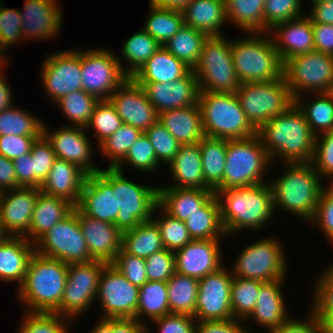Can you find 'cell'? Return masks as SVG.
I'll return each mask as SVG.
<instances>
[{"label":"cell","instance_id":"cb8c5ba5","mask_svg":"<svg viewBox=\"0 0 333 333\" xmlns=\"http://www.w3.org/2000/svg\"><path fill=\"white\" fill-rule=\"evenodd\" d=\"M158 114L173 109L195 105L198 102L197 76L191 69L185 76L173 82L137 83Z\"/></svg>","mask_w":333,"mask_h":333},{"label":"cell","instance_id":"8992f818","mask_svg":"<svg viewBox=\"0 0 333 333\" xmlns=\"http://www.w3.org/2000/svg\"><path fill=\"white\" fill-rule=\"evenodd\" d=\"M198 105L205 136L234 140L257 134L235 93L199 92Z\"/></svg>","mask_w":333,"mask_h":333},{"label":"cell","instance_id":"9c48e42d","mask_svg":"<svg viewBox=\"0 0 333 333\" xmlns=\"http://www.w3.org/2000/svg\"><path fill=\"white\" fill-rule=\"evenodd\" d=\"M235 94L256 130L295 103L284 76L268 82L241 83Z\"/></svg>","mask_w":333,"mask_h":333},{"label":"cell","instance_id":"603a6c76","mask_svg":"<svg viewBox=\"0 0 333 333\" xmlns=\"http://www.w3.org/2000/svg\"><path fill=\"white\" fill-rule=\"evenodd\" d=\"M38 187L20 186L0 192V214L5 231L12 237H24L31 225Z\"/></svg>","mask_w":333,"mask_h":333},{"label":"cell","instance_id":"91938a15","mask_svg":"<svg viewBox=\"0 0 333 333\" xmlns=\"http://www.w3.org/2000/svg\"><path fill=\"white\" fill-rule=\"evenodd\" d=\"M30 154L33 157L34 187L40 188L57 157L43 135L34 142Z\"/></svg>","mask_w":333,"mask_h":333},{"label":"cell","instance_id":"11a10c76","mask_svg":"<svg viewBox=\"0 0 333 333\" xmlns=\"http://www.w3.org/2000/svg\"><path fill=\"white\" fill-rule=\"evenodd\" d=\"M128 163L141 172L152 173L160 168L153 145L145 133L130 147L125 158L115 167L123 172V164Z\"/></svg>","mask_w":333,"mask_h":333},{"label":"cell","instance_id":"d590c367","mask_svg":"<svg viewBox=\"0 0 333 333\" xmlns=\"http://www.w3.org/2000/svg\"><path fill=\"white\" fill-rule=\"evenodd\" d=\"M184 25L208 36L223 35L227 23L225 0H192L183 10Z\"/></svg>","mask_w":333,"mask_h":333},{"label":"cell","instance_id":"6125c7cd","mask_svg":"<svg viewBox=\"0 0 333 333\" xmlns=\"http://www.w3.org/2000/svg\"><path fill=\"white\" fill-rule=\"evenodd\" d=\"M148 281L167 282L176 272L175 254L162 249L145 259Z\"/></svg>","mask_w":333,"mask_h":333},{"label":"cell","instance_id":"836d02e7","mask_svg":"<svg viewBox=\"0 0 333 333\" xmlns=\"http://www.w3.org/2000/svg\"><path fill=\"white\" fill-rule=\"evenodd\" d=\"M74 207L65 199L40 192L35 202L30 229L24 236L25 239L35 244L50 228L68 216Z\"/></svg>","mask_w":333,"mask_h":333},{"label":"cell","instance_id":"8fae6325","mask_svg":"<svg viewBox=\"0 0 333 333\" xmlns=\"http://www.w3.org/2000/svg\"><path fill=\"white\" fill-rule=\"evenodd\" d=\"M284 253L285 249L278 238L266 236L241 251L231 268L232 275L262 282L284 280L288 270Z\"/></svg>","mask_w":333,"mask_h":333},{"label":"cell","instance_id":"e575fe53","mask_svg":"<svg viewBox=\"0 0 333 333\" xmlns=\"http://www.w3.org/2000/svg\"><path fill=\"white\" fill-rule=\"evenodd\" d=\"M190 70L183 61L161 46L131 78L136 83H170Z\"/></svg>","mask_w":333,"mask_h":333},{"label":"cell","instance_id":"816d5d0a","mask_svg":"<svg viewBox=\"0 0 333 333\" xmlns=\"http://www.w3.org/2000/svg\"><path fill=\"white\" fill-rule=\"evenodd\" d=\"M123 124L116 109L109 100H99L85 129H92L99 145L108 136L115 133Z\"/></svg>","mask_w":333,"mask_h":333},{"label":"cell","instance_id":"7a4b0ae2","mask_svg":"<svg viewBox=\"0 0 333 333\" xmlns=\"http://www.w3.org/2000/svg\"><path fill=\"white\" fill-rule=\"evenodd\" d=\"M214 192L226 236L242 229L261 230L273 217L275 210L269 182Z\"/></svg>","mask_w":333,"mask_h":333},{"label":"cell","instance_id":"681fc988","mask_svg":"<svg viewBox=\"0 0 333 333\" xmlns=\"http://www.w3.org/2000/svg\"><path fill=\"white\" fill-rule=\"evenodd\" d=\"M140 129L123 123L112 135L108 136L98 146L99 150L109 161V168H115L127 155L130 147L142 135Z\"/></svg>","mask_w":333,"mask_h":333},{"label":"cell","instance_id":"6da1fadb","mask_svg":"<svg viewBox=\"0 0 333 333\" xmlns=\"http://www.w3.org/2000/svg\"><path fill=\"white\" fill-rule=\"evenodd\" d=\"M257 135L271 163L280 158L284 164L312 162L316 135L296 103L264 123Z\"/></svg>","mask_w":333,"mask_h":333},{"label":"cell","instance_id":"52a82bcc","mask_svg":"<svg viewBox=\"0 0 333 333\" xmlns=\"http://www.w3.org/2000/svg\"><path fill=\"white\" fill-rule=\"evenodd\" d=\"M270 164L271 160L257 134L247 139L227 140L223 182L215 191L268 182L264 177Z\"/></svg>","mask_w":333,"mask_h":333},{"label":"cell","instance_id":"2a66077c","mask_svg":"<svg viewBox=\"0 0 333 333\" xmlns=\"http://www.w3.org/2000/svg\"><path fill=\"white\" fill-rule=\"evenodd\" d=\"M147 328L136 319H114V333H150Z\"/></svg>","mask_w":333,"mask_h":333},{"label":"cell","instance_id":"db71d44e","mask_svg":"<svg viewBox=\"0 0 333 333\" xmlns=\"http://www.w3.org/2000/svg\"><path fill=\"white\" fill-rule=\"evenodd\" d=\"M18 333H69L68 321L56 313L26 312L23 313Z\"/></svg>","mask_w":333,"mask_h":333},{"label":"cell","instance_id":"4dcf8cb0","mask_svg":"<svg viewBox=\"0 0 333 333\" xmlns=\"http://www.w3.org/2000/svg\"><path fill=\"white\" fill-rule=\"evenodd\" d=\"M215 192L210 189L158 187V205L170 216L185 222Z\"/></svg>","mask_w":333,"mask_h":333},{"label":"cell","instance_id":"ac0fdd59","mask_svg":"<svg viewBox=\"0 0 333 333\" xmlns=\"http://www.w3.org/2000/svg\"><path fill=\"white\" fill-rule=\"evenodd\" d=\"M232 272L223 266L199 280L196 321H225L233 318L231 308Z\"/></svg>","mask_w":333,"mask_h":333},{"label":"cell","instance_id":"83f0119b","mask_svg":"<svg viewBox=\"0 0 333 333\" xmlns=\"http://www.w3.org/2000/svg\"><path fill=\"white\" fill-rule=\"evenodd\" d=\"M87 174L77 165L66 160L56 159L40 191L65 199L75 207L78 205Z\"/></svg>","mask_w":333,"mask_h":333},{"label":"cell","instance_id":"deb4b68c","mask_svg":"<svg viewBox=\"0 0 333 333\" xmlns=\"http://www.w3.org/2000/svg\"><path fill=\"white\" fill-rule=\"evenodd\" d=\"M89 333H114V319L100 318Z\"/></svg>","mask_w":333,"mask_h":333},{"label":"cell","instance_id":"ab89813d","mask_svg":"<svg viewBox=\"0 0 333 333\" xmlns=\"http://www.w3.org/2000/svg\"><path fill=\"white\" fill-rule=\"evenodd\" d=\"M122 249L126 253L146 259L153 253L165 249V247L159 227L151 220L123 232Z\"/></svg>","mask_w":333,"mask_h":333},{"label":"cell","instance_id":"8d00e7d4","mask_svg":"<svg viewBox=\"0 0 333 333\" xmlns=\"http://www.w3.org/2000/svg\"><path fill=\"white\" fill-rule=\"evenodd\" d=\"M184 223L192 240H220L226 237L216 194Z\"/></svg>","mask_w":333,"mask_h":333},{"label":"cell","instance_id":"f907efd6","mask_svg":"<svg viewBox=\"0 0 333 333\" xmlns=\"http://www.w3.org/2000/svg\"><path fill=\"white\" fill-rule=\"evenodd\" d=\"M256 279L233 277L231 284V308L234 319L244 320L254 310L260 286Z\"/></svg>","mask_w":333,"mask_h":333},{"label":"cell","instance_id":"f546056e","mask_svg":"<svg viewBox=\"0 0 333 333\" xmlns=\"http://www.w3.org/2000/svg\"><path fill=\"white\" fill-rule=\"evenodd\" d=\"M35 245L25 237H12L0 242V282L23 283Z\"/></svg>","mask_w":333,"mask_h":333},{"label":"cell","instance_id":"c3c4849f","mask_svg":"<svg viewBox=\"0 0 333 333\" xmlns=\"http://www.w3.org/2000/svg\"><path fill=\"white\" fill-rule=\"evenodd\" d=\"M99 99L84 90H77L62 96L54 104L58 105L71 126L85 128Z\"/></svg>","mask_w":333,"mask_h":333},{"label":"cell","instance_id":"6f0895ef","mask_svg":"<svg viewBox=\"0 0 333 333\" xmlns=\"http://www.w3.org/2000/svg\"><path fill=\"white\" fill-rule=\"evenodd\" d=\"M302 0H265L264 33L276 24L303 16Z\"/></svg>","mask_w":333,"mask_h":333},{"label":"cell","instance_id":"2644e50d","mask_svg":"<svg viewBox=\"0 0 333 333\" xmlns=\"http://www.w3.org/2000/svg\"><path fill=\"white\" fill-rule=\"evenodd\" d=\"M245 325H243V324ZM249 327V328H248ZM251 326L244 320L231 319L225 321H196L194 333H246Z\"/></svg>","mask_w":333,"mask_h":333},{"label":"cell","instance_id":"94428289","mask_svg":"<svg viewBox=\"0 0 333 333\" xmlns=\"http://www.w3.org/2000/svg\"><path fill=\"white\" fill-rule=\"evenodd\" d=\"M21 15L18 9L4 8L0 6V47L6 52L11 45L19 43L23 39L21 33Z\"/></svg>","mask_w":333,"mask_h":333},{"label":"cell","instance_id":"7402d4cb","mask_svg":"<svg viewBox=\"0 0 333 333\" xmlns=\"http://www.w3.org/2000/svg\"><path fill=\"white\" fill-rule=\"evenodd\" d=\"M60 0H25L20 11L23 40H50L62 27L63 14ZM27 38V39H26Z\"/></svg>","mask_w":333,"mask_h":333},{"label":"cell","instance_id":"484cf974","mask_svg":"<svg viewBox=\"0 0 333 333\" xmlns=\"http://www.w3.org/2000/svg\"><path fill=\"white\" fill-rule=\"evenodd\" d=\"M87 248L93 260L112 263L122 250V232L113 224L92 218L78 209Z\"/></svg>","mask_w":333,"mask_h":333},{"label":"cell","instance_id":"09005b40","mask_svg":"<svg viewBox=\"0 0 333 333\" xmlns=\"http://www.w3.org/2000/svg\"><path fill=\"white\" fill-rule=\"evenodd\" d=\"M0 72V112L6 110L13 106V93L8 85L6 78H4L5 73Z\"/></svg>","mask_w":333,"mask_h":333},{"label":"cell","instance_id":"4316f807","mask_svg":"<svg viewBox=\"0 0 333 333\" xmlns=\"http://www.w3.org/2000/svg\"><path fill=\"white\" fill-rule=\"evenodd\" d=\"M268 33L283 63L294 56L315 51L312 21L306 14L278 23Z\"/></svg>","mask_w":333,"mask_h":333},{"label":"cell","instance_id":"d4e9b609","mask_svg":"<svg viewBox=\"0 0 333 333\" xmlns=\"http://www.w3.org/2000/svg\"><path fill=\"white\" fill-rule=\"evenodd\" d=\"M220 241L192 240L175 251L176 272L200 280L222 268Z\"/></svg>","mask_w":333,"mask_h":333},{"label":"cell","instance_id":"a7ac6f4b","mask_svg":"<svg viewBox=\"0 0 333 333\" xmlns=\"http://www.w3.org/2000/svg\"><path fill=\"white\" fill-rule=\"evenodd\" d=\"M304 321L293 319L290 316L280 326L274 328L269 333H325L322 322L310 309L309 315Z\"/></svg>","mask_w":333,"mask_h":333},{"label":"cell","instance_id":"44dd1931","mask_svg":"<svg viewBox=\"0 0 333 333\" xmlns=\"http://www.w3.org/2000/svg\"><path fill=\"white\" fill-rule=\"evenodd\" d=\"M108 100L123 123L130 124L143 133L159 119L158 112L147 99L143 89L132 78L120 85Z\"/></svg>","mask_w":333,"mask_h":333},{"label":"cell","instance_id":"4fadbf2b","mask_svg":"<svg viewBox=\"0 0 333 333\" xmlns=\"http://www.w3.org/2000/svg\"><path fill=\"white\" fill-rule=\"evenodd\" d=\"M120 60L121 58L107 48L82 49V90L99 100H108L110 95L129 78Z\"/></svg>","mask_w":333,"mask_h":333},{"label":"cell","instance_id":"5b68a950","mask_svg":"<svg viewBox=\"0 0 333 333\" xmlns=\"http://www.w3.org/2000/svg\"><path fill=\"white\" fill-rule=\"evenodd\" d=\"M248 37L232 40V58L241 83L268 82L284 76V63L271 35L248 33Z\"/></svg>","mask_w":333,"mask_h":333},{"label":"cell","instance_id":"60d3db41","mask_svg":"<svg viewBox=\"0 0 333 333\" xmlns=\"http://www.w3.org/2000/svg\"><path fill=\"white\" fill-rule=\"evenodd\" d=\"M166 283L170 313L194 316L199 280L175 272Z\"/></svg>","mask_w":333,"mask_h":333},{"label":"cell","instance_id":"3957f363","mask_svg":"<svg viewBox=\"0 0 333 333\" xmlns=\"http://www.w3.org/2000/svg\"><path fill=\"white\" fill-rule=\"evenodd\" d=\"M287 170L275 180H269L274 210L281 208L311 222L321 191L322 178L312 163L284 164Z\"/></svg>","mask_w":333,"mask_h":333},{"label":"cell","instance_id":"03108f58","mask_svg":"<svg viewBox=\"0 0 333 333\" xmlns=\"http://www.w3.org/2000/svg\"><path fill=\"white\" fill-rule=\"evenodd\" d=\"M41 136H0V154L10 160H14L23 154L30 153L32 145Z\"/></svg>","mask_w":333,"mask_h":333},{"label":"cell","instance_id":"d6a6232c","mask_svg":"<svg viewBox=\"0 0 333 333\" xmlns=\"http://www.w3.org/2000/svg\"><path fill=\"white\" fill-rule=\"evenodd\" d=\"M158 120L181 145L197 144L205 136L198 102L189 107L164 111Z\"/></svg>","mask_w":333,"mask_h":333},{"label":"cell","instance_id":"f1b7e54d","mask_svg":"<svg viewBox=\"0 0 333 333\" xmlns=\"http://www.w3.org/2000/svg\"><path fill=\"white\" fill-rule=\"evenodd\" d=\"M286 280L264 282L259 289L254 310L245 319H252L257 326L264 327L268 332L280 326L291 315L287 314L282 285Z\"/></svg>","mask_w":333,"mask_h":333},{"label":"cell","instance_id":"bcb514c9","mask_svg":"<svg viewBox=\"0 0 333 333\" xmlns=\"http://www.w3.org/2000/svg\"><path fill=\"white\" fill-rule=\"evenodd\" d=\"M208 35L193 27L184 25L164 47L191 69L197 64L202 47Z\"/></svg>","mask_w":333,"mask_h":333},{"label":"cell","instance_id":"f6af8a7d","mask_svg":"<svg viewBox=\"0 0 333 333\" xmlns=\"http://www.w3.org/2000/svg\"><path fill=\"white\" fill-rule=\"evenodd\" d=\"M149 7L150 12L142 29L164 46L184 26L183 13L151 4Z\"/></svg>","mask_w":333,"mask_h":333},{"label":"cell","instance_id":"b9f144b4","mask_svg":"<svg viewBox=\"0 0 333 333\" xmlns=\"http://www.w3.org/2000/svg\"><path fill=\"white\" fill-rule=\"evenodd\" d=\"M265 0H225L227 22L248 33H264Z\"/></svg>","mask_w":333,"mask_h":333},{"label":"cell","instance_id":"ba28073f","mask_svg":"<svg viewBox=\"0 0 333 333\" xmlns=\"http://www.w3.org/2000/svg\"><path fill=\"white\" fill-rule=\"evenodd\" d=\"M232 40L223 35L208 36L197 64L192 69L199 92L235 93L239 81L232 58Z\"/></svg>","mask_w":333,"mask_h":333},{"label":"cell","instance_id":"be15d7a7","mask_svg":"<svg viewBox=\"0 0 333 333\" xmlns=\"http://www.w3.org/2000/svg\"><path fill=\"white\" fill-rule=\"evenodd\" d=\"M130 283L137 287L147 281L146 262L144 258L126 253L123 249L111 263Z\"/></svg>","mask_w":333,"mask_h":333},{"label":"cell","instance_id":"1f68e13d","mask_svg":"<svg viewBox=\"0 0 333 333\" xmlns=\"http://www.w3.org/2000/svg\"><path fill=\"white\" fill-rule=\"evenodd\" d=\"M168 167L173 184L163 187L205 189L199 143L182 145Z\"/></svg>","mask_w":333,"mask_h":333},{"label":"cell","instance_id":"30bf717a","mask_svg":"<svg viewBox=\"0 0 333 333\" xmlns=\"http://www.w3.org/2000/svg\"><path fill=\"white\" fill-rule=\"evenodd\" d=\"M124 172L112 168V191H116L115 226L123 233L152 220L158 205V187L137 184Z\"/></svg>","mask_w":333,"mask_h":333},{"label":"cell","instance_id":"680465c9","mask_svg":"<svg viewBox=\"0 0 333 333\" xmlns=\"http://www.w3.org/2000/svg\"><path fill=\"white\" fill-rule=\"evenodd\" d=\"M322 179L333 184V131L316 136L314 156L311 162Z\"/></svg>","mask_w":333,"mask_h":333},{"label":"cell","instance_id":"67dfc351","mask_svg":"<svg viewBox=\"0 0 333 333\" xmlns=\"http://www.w3.org/2000/svg\"><path fill=\"white\" fill-rule=\"evenodd\" d=\"M4 53H6V52L0 47V72L5 70L4 68H6L5 66L7 65V61H8V57H6V55ZM6 58H7V61H6Z\"/></svg>","mask_w":333,"mask_h":333},{"label":"cell","instance_id":"e0dca14e","mask_svg":"<svg viewBox=\"0 0 333 333\" xmlns=\"http://www.w3.org/2000/svg\"><path fill=\"white\" fill-rule=\"evenodd\" d=\"M41 81L49 101L82 90L81 50H64L47 55L42 63Z\"/></svg>","mask_w":333,"mask_h":333},{"label":"cell","instance_id":"34e18365","mask_svg":"<svg viewBox=\"0 0 333 333\" xmlns=\"http://www.w3.org/2000/svg\"><path fill=\"white\" fill-rule=\"evenodd\" d=\"M312 3V10L306 14L312 23L333 25V0H320Z\"/></svg>","mask_w":333,"mask_h":333},{"label":"cell","instance_id":"e7e4bbea","mask_svg":"<svg viewBox=\"0 0 333 333\" xmlns=\"http://www.w3.org/2000/svg\"><path fill=\"white\" fill-rule=\"evenodd\" d=\"M310 223L317 226L333 244V184L329 183L321 191L314 218Z\"/></svg>","mask_w":333,"mask_h":333},{"label":"cell","instance_id":"89a4df30","mask_svg":"<svg viewBox=\"0 0 333 333\" xmlns=\"http://www.w3.org/2000/svg\"><path fill=\"white\" fill-rule=\"evenodd\" d=\"M314 284V296L311 306H333V264L323 269Z\"/></svg>","mask_w":333,"mask_h":333},{"label":"cell","instance_id":"7bdbcfd3","mask_svg":"<svg viewBox=\"0 0 333 333\" xmlns=\"http://www.w3.org/2000/svg\"><path fill=\"white\" fill-rule=\"evenodd\" d=\"M167 295L166 282L147 281L139 287L138 307L134 319L144 323L143 317L150 318V321H153L156 318L170 314Z\"/></svg>","mask_w":333,"mask_h":333},{"label":"cell","instance_id":"ee69618b","mask_svg":"<svg viewBox=\"0 0 333 333\" xmlns=\"http://www.w3.org/2000/svg\"><path fill=\"white\" fill-rule=\"evenodd\" d=\"M121 47V58L128 63L124 72L131 78L161 45L150 34L141 29L129 36Z\"/></svg>","mask_w":333,"mask_h":333},{"label":"cell","instance_id":"277c9868","mask_svg":"<svg viewBox=\"0 0 333 333\" xmlns=\"http://www.w3.org/2000/svg\"><path fill=\"white\" fill-rule=\"evenodd\" d=\"M68 265L36 252L32 255L25 278L16 295L26 312L53 313L60 306Z\"/></svg>","mask_w":333,"mask_h":333},{"label":"cell","instance_id":"8c879c8a","mask_svg":"<svg viewBox=\"0 0 333 333\" xmlns=\"http://www.w3.org/2000/svg\"><path fill=\"white\" fill-rule=\"evenodd\" d=\"M13 161L17 184L23 187H34L33 157L23 154Z\"/></svg>","mask_w":333,"mask_h":333},{"label":"cell","instance_id":"d6986e66","mask_svg":"<svg viewBox=\"0 0 333 333\" xmlns=\"http://www.w3.org/2000/svg\"><path fill=\"white\" fill-rule=\"evenodd\" d=\"M43 125V136L52 145L57 159L66 160L72 164L77 165L87 175L98 173L101 169L92 163V150L91 141L89 140L86 129L83 127L62 126L51 130Z\"/></svg>","mask_w":333,"mask_h":333},{"label":"cell","instance_id":"5bb4252c","mask_svg":"<svg viewBox=\"0 0 333 333\" xmlns=\"http://www.w3.org/2000/svg\"><path fill=\"white\" fill-rule=\"evenodd\" d=\"M34 245L35 252L39 255L67 264L93 261L78 220L77 207L50 228Z\"/></svg>","mask_w":333,"mask_h":333},{"label":"cell","instance_id":"f35d334b","mask_svg":"<svg viewBox=\"0 0 333 333\" xmlns=\"http://www.w3.org/2000/svg\"><path fill=\"white\" fill-rule=\"evenodd\" d=\"M313 94L315 97H311V101L305 99L306 95L303 94L295 98V103L303 112L312 132L317 136L333 131V91Z\"/></svg>","mask_w":333,"mask_h":333},{"label":"cell","instance_id":"f5cc1de1","mask_svg":"<svg viewBox=\"0 0 333 333\" xmlns=\"http://www.w3.org/2000/svg\"><path fill=\"white\" fill-rule=\"evenodd\" d=\"M161 217H152L160 230L164 247L170 251H177L192 241L185 223L167 214L159 205L156 206Z\"/></svg>","mask_w":333,"mask_h":333},{"label":"cell","instance_id":"2e32d148","mask_svg":"<svg viewBox=\"0 0 333 333\" xmlns=\"http://www.w3.org/2000/svg\"><path fill=\"white\" fill-rule=\"evenodd\" d=\"M139 287L130 283L111 263L99 277L96 299L101 303V318L134 319L138 307Z\"/></svg>","mask_w":333,"mask_h":333},{"label":"cell","instance_id":"7dc6e473","mask_svg":"<svg viewBox=\"0 0 333 333\" xmlns=\"http://www.w3.org/2000/svg\"><path fill=\"white\" fill-rule=\"evenodd\" d=\"M16 106L0 112V136H42L44 121Z\"/></svg>","mask_w":333,"mask_h":333},{"label":"cell","instance_id":"b9fcfbb0","mask_svg":"<svg viewBox=\"0 0 333 333\" xmlns=\"http://www.w3.org/2000/svg\"><path fill=\"white\" fill-rule=\"evenodd\" d=\"M310 309L322 322L325 333H333V306H312Z\"/></svg>","mask_w":333,"mask_h":333},{"label":"cell","instance_id":"9f6ffc18","mask_svg":"<svg viewBox=\"0 0 333 333\" xmlns=\"http://www.w3.org/2000/svg\"><path fill=\"white\" fill-rule=\"evenodd\" d=\"M144 133L154 147L158 163L168 166L182 145L159 120Z\"/></svg>","mask_w":333,"mask_h":333},{"label":"cell","instance_id":"7c38bea8","mask_svg":"<svg viewBox=\"0 0 333 333\" xmlns=\"http://www.w3.org/2000/svg\"><path fill=\"white\" fill-rule=\"evenodd\" d=\"M284 77L291 95L326 93L333 91V55L309 52L288 59L284 63Z\"/></svg>","mask_w":333,"mask_h":333},{"label":"cell","instance_id":"003e7915","mask_svg":"<svg viewBox=\"0 0 333 333\" xmlns=\"http://www.w3.org/2000/svg\"><path fill=\"white\" fill-rule=\"evenodd\" d=\"M157 324L158 333H194L196 320L194 316L167 314L153 320Z\"/></svg>","mask_w":333,"mask_h":333},{"label":"cell","instance_id":"9a60e30c","mask_svg":"<svg viewBox=\"0 0 333 333\" xmlns=\"http://www.w3.org/2000/svg\"><path fill=\"white\" fill-rule=\"evenodd\" d=\"M106 264L98 260L69 264L62 301L53 313L73 320L90 309L96 300L99 277Z\"/></svg>","mask_w":333,"mask_h":333},{"label":"cell","instance_id":"11e5206c","mask_svg":"<svg viewBox=\"0 0 333 333\" xmlns=\"http://www.w3.org/2000/svg\"><path fill=\"white\" fill-rule=\"evenodd\" d=\"M18 187L13 161L0 154V192Z\"/></svg>","mask_w":333,"mask_h":333},{"label":"cell","instance_id":"603ad722","mask_svg":"<svg viewBox=\"0 0 333 333\" xmlns=\"http://www.w3.org/2000/svg\"><path fill=\"white\" fill-rule=\"evenodd\" d=\"M308 1H311V3H312V2H317V1H320V0H308Z\"/></svg>","mask_w":333,"mask_h":333},{"label":"cell","instance_id":"753ad0ef","mask_svg":"<svg viewBox=\"0 0 333 333\" xmlns=\"http://www.w3.org/2000/svg\"><path fill=\"white\" fill-rule=\"evenodd\" d=\"M315 51L333 55V25L312 23Z\"/></svg>","mask_w":333,"mask_h":333},{"label":"cell","instance_id":"b62a3aed","mask_svg":"<svg viewBox=\"0 0 333 333\" xmlns=\"http://www.w3.org/2000/svg\"><path fill=\"white\" fill-rule=\"evenodd\" d=\"M10 236L9 234L5 231L4 226L2 224V219H1V214H0V242L8 239Z\"/></svg>","mask_w":333,"mask_h":333},{"label":"cell","instance_id":"ffe728a7","mask_svg":"<svg viewBox=\"0 0 333 333\" xmlns=\"http://www.w3.org/2000/svg\"><path fill=\"white\" fill-rule=\"evenodd\" d=\"M76 207L92 218L115 224L119 211L116 191H112V168L87 175Z\"/></svg>","mask_w":333,"mask_h":333},{"label":"cell","instance_id":"74e56055","mask_svg":"<svg viewBox=\"0 0 333 333\" xmlns=\"http://www.w3.org/2000/svg\"><path fill=\"white\" fill-rule=\"evenodd\" d=\"M205 189L215 191L223 182L227 139L204 136L199 142Z\"/></svg>","mask_w":333,"mask_h":333},{"label":"cell","instance_id":"979ff035","mask_svg":"<svg viewBox=\"0 0 333 333\" xmlns=\"http://www.w3.org/2000/svg\"><path fill=\"white\" fill-rule=\"evenodd\" d=\"M192 0H150L149 4L157 7L182 11Z\"/></svg>","mask_w":333,"mask_h":333}]
</instances>
